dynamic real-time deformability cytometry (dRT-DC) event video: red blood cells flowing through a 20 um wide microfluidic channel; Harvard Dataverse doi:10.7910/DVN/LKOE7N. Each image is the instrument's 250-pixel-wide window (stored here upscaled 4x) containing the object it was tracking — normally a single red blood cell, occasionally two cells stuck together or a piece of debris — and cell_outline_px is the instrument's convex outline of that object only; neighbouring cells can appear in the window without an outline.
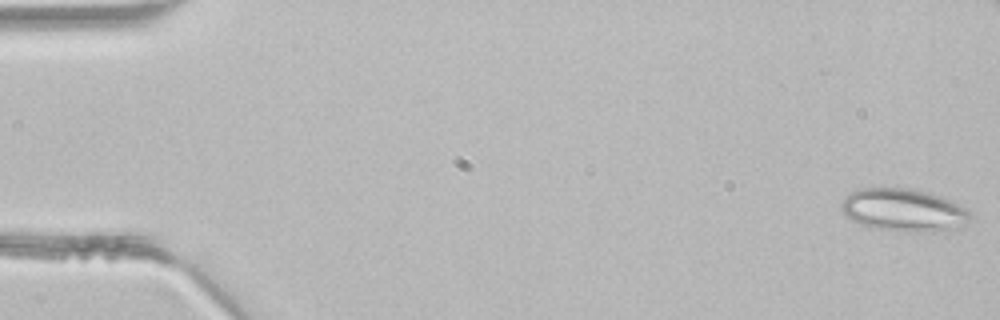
{"species": "common noctule bat (a hibernating species)", "species_latin": "Nyctalus noctula", "temperature_condition": "room temperature", "stored_images_in_passage": 46, "camera_frame_rate_fps": 3000, "um_per_image_px": 0.085, "animal": {"sex": "male", "body_mass_g": 21.5, "forearm_length_mm": 52.0}, "frame": {"image": 1, "passage_image": 1, "time_ms": 0.0, "image_size_px": [1000, 320], "cell_outline_px": [[968, 220], [964, 224], [956, 228], [932, 232], [916, 232], [876, 228], [860, 224], [852, 220], [840, 208], [840, 204], [844, 196], [860, 188], [908, 188], [928, 192], [940, 196], [964, 208], [968, 212]], "centroid_in_image_um": [76.75, 17.85], "position_along_channel_um": 8.3, "area_um2": 31.62}}
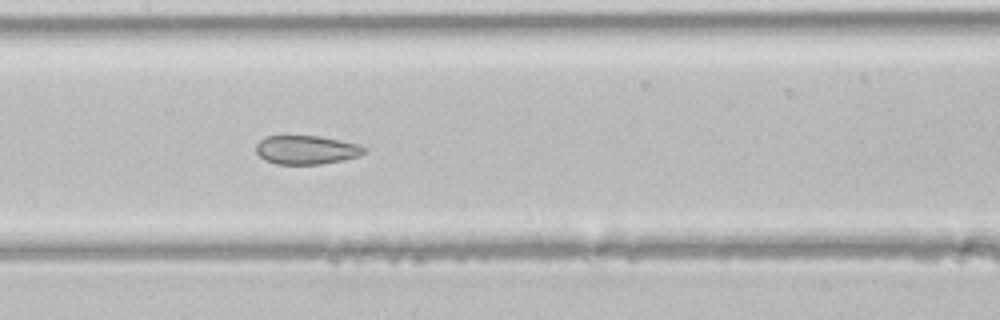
{"frame": {"image": 2, "passage_image": 22, "time_ms": 7.0, "image_size_px": [1000, 320], "cell_outline_px": [[368, 148], [360, 156], [344, 160], [320, 164], [276, 164], [264, 160], [256, 152], [256, 144], [264, 136], [316, 136], [356, 144]], "centroid_in_image_um": [26.01, 12.75], "position_along_channel_um": 181.4, "area_um2": 18.03}}
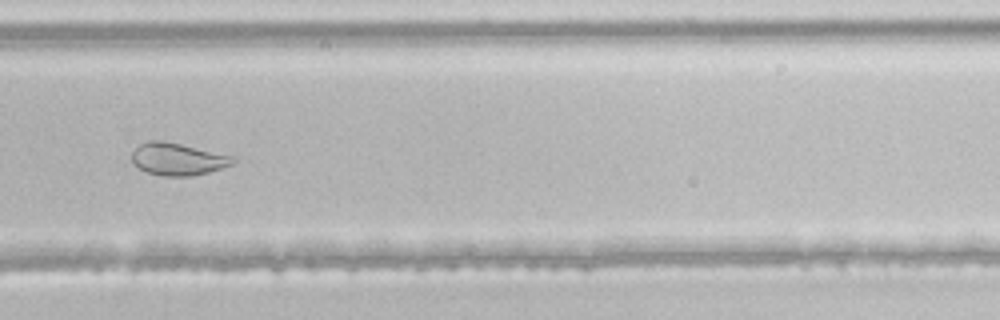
{"frame": {"image": 3, "passage_image": 31, "time_ms": 10.0, "image_size_px": [1000, 320], "cell_outline_px": [[236, 160], [232, 164], [208, 172], [188, 176], [164, 176], [148, 172], [132, 164], [132, 152], [140, 144], [148, 140], [156, 140], [180, 144], [236, 156]], "centroid_in_image_um": [15.11, 13.52], "position_along_channel_um": 314.7, "area_um2": 18.84}}